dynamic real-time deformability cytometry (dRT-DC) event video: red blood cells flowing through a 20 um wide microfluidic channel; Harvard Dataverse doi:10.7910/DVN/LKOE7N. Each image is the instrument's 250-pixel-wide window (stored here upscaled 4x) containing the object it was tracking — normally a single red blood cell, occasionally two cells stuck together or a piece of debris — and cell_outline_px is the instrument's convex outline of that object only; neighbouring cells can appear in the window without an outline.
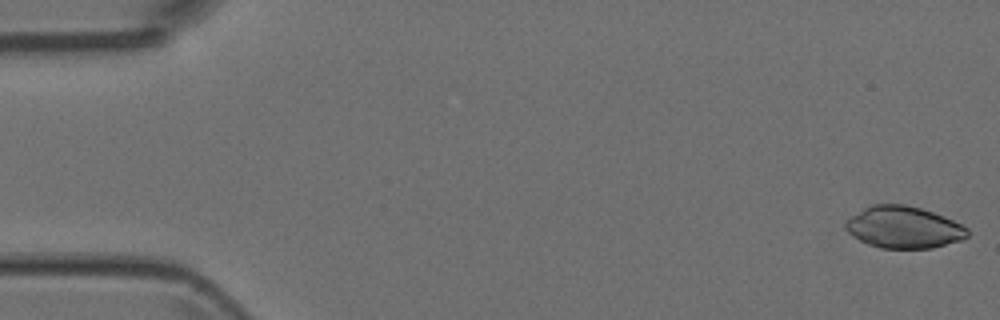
{"species": "Egyptian fruit bat (a non-hibernating species)", "species_latin": "Rousettus aegyptiacus", "temperature_condition": "room temperature", "stored_images_in_passage": 52, "camera_frame_rate_fps": 3000, "um_per_image_px": 0.085, "animal": {"sex": "female"}, "frame": {"image": 1, "passage_image": 1, "time_ms": 0.0, "image_size_px": [1000, 320], "cell_outline_px": [[968, 236], [964, 240], [932, 248], [880, 248], [868, 244], [860, 240], [848, 232], [844, 228], [844, 224], [852, 216], [864, 208], [872, 204], [904, 204], [920, 208], [944, 216], [968, 228]], "centroid_in_image_um": [76.83, 19.33], "position_along_channel_um": 8.2, "area_um2": 29.65}}
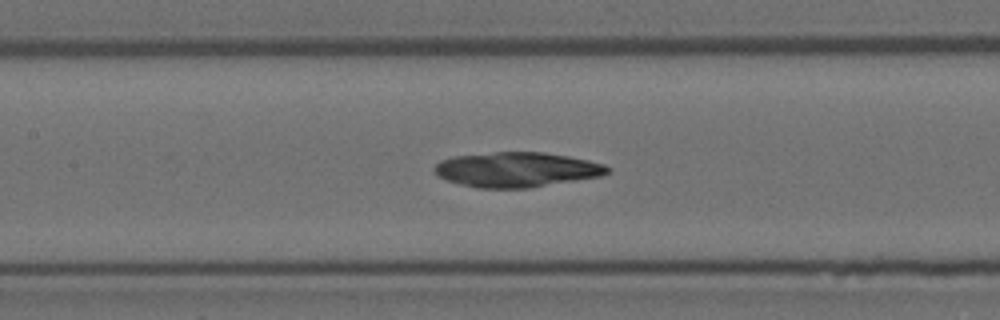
{"frame": {"image": 2, "passage_image": 23, "time_ms": 7.333, "image_size_px": [1000, 320], "cell_outline_px": [[612, 168], [608, 172], [600, 176], [528, 188], [476, 188], [460, 184], [448, 180], [440, 176], [432, 168], [440, 160], [452, 156], [496, 152], [544, 152], [568, 156], [588, 160], [604, 164]], "centroid_in_image_um": [43.91, 14.41], "position_along_channel_um": 163.5, "area_um2": 35.08}}
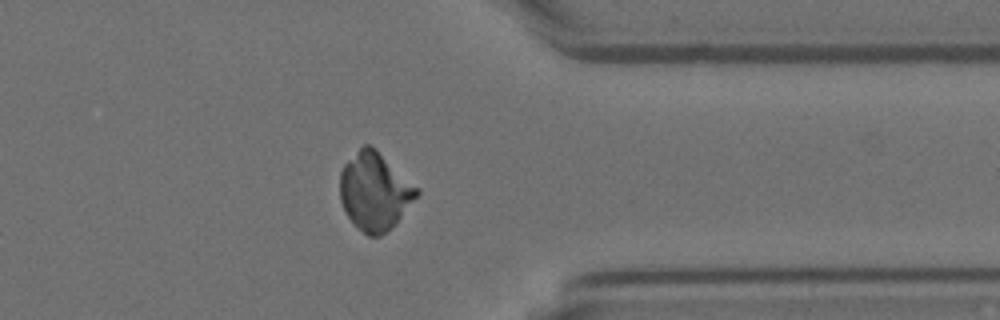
{"frame": {"image": 3, "passage_image": 40, "time_ms": 13.0, "image_size_px": [1000, 320], "cell_outline_px": [[420, 192], [400, 216], [380, 236], [368, 236], [348, 216], [340, 200], [340, 172], [344, 164], [364, 144], [368, 144], [376, 148], [420, 188]], "centroid_in_image_um": [31.85, 16.21], "position_along_channel_um": 379.6, "area_um2": 34.16}}